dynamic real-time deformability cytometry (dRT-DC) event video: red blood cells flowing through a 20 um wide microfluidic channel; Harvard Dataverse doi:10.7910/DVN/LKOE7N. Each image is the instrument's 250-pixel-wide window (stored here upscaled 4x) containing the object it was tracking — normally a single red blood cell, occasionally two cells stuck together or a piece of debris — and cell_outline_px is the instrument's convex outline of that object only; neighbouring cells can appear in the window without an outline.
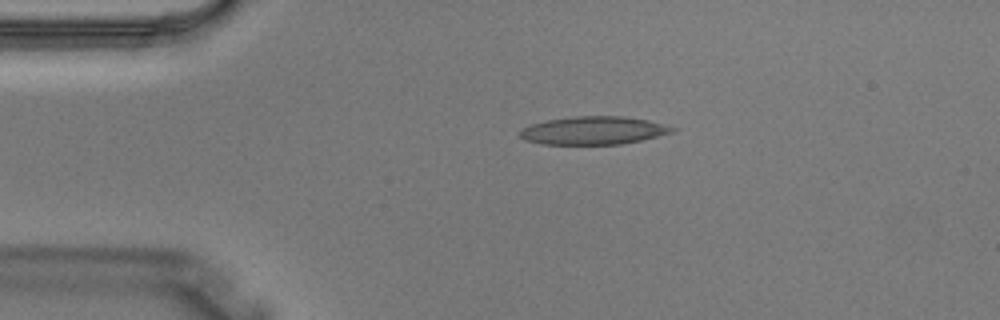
{"species": "Egyptian fruit bat (a non-hibernating species)", "species_latin": "Rousettus aegyptiacus", "temperature_condition": "warm", "stored_images_in_passage": 3, "camera_frame_rate_fps": 3000, "um_per_image_px": 0.085, "animal": {"sex": "male"}, "frame": {"image": 1, "passage_image": 2, "time_ms": 0.333, "image_size_px": [1000, 320], "cell_outline_px": [[680, 128], [672, 132], [640, 140], [620, 144], [544, 144], [524, 140], [516, 132], [520, 128], [544, 120], [576, 116], [624, 116], [648, 120]], "centroid_in_image_um": [50.41, 11.08], "position_along_channel_um": 34.6, "area_um2": 25.03}}
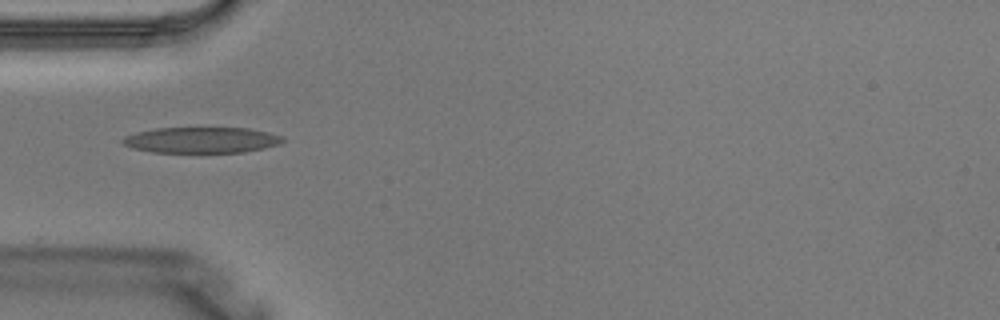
{"frame": {"image": 2, "passage_image": 3, "time_ms": 0.667, "image_size_px": [1000, 320], "cell_outline_px": [[284, 140], [280, 144], [244, 152], [152, 152], [132, 148], [124, 144], [120, 140], [124, 136], [136, 132], [156, 128], [248, 128], [268, 132], [280, 136]], "centroid_in_image_um": [17.08, 11.9], "position_along_channel_um": 67.9, "area_um2": 23.99}}